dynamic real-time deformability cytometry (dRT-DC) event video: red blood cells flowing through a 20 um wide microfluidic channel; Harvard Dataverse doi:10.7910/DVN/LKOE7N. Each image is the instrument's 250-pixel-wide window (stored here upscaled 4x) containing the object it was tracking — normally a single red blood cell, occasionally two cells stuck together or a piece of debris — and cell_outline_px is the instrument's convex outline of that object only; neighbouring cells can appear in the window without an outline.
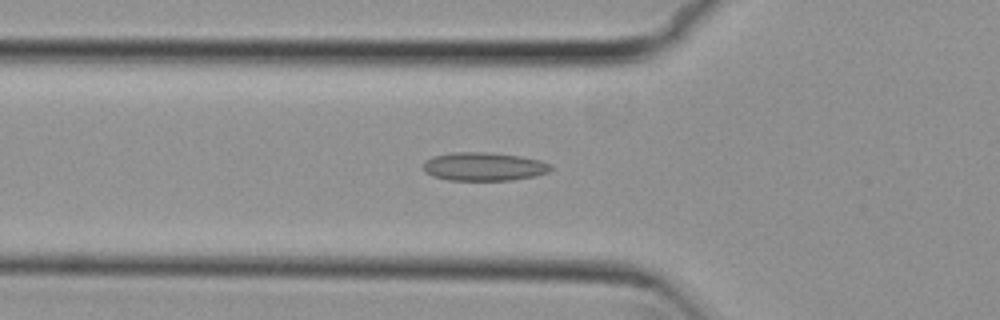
{"species": "common noctule bat (a hibernating species)", "species_latin": "Nyctalus noctula", "temperature_condition": "cold", "stored_images_in_passage": 37, "camera_frame_rate_fps": 3000, "um_per_image_px": 0.085, "animal": {"sex": "female", "body_mass_g": 29.2, "forearm_length_mm": 56.3}, "frame": {"image": 1, "passage_image": 2, "time_ms": 0.333, "image_size_px": [1000, 320], "cell_outline_px": [[552, 168], [548, 172], [536, 176], [512, 180], [448, 180], [432, 176], [424, 172], [424, 164], [432, 156], [452, 152], [488, 152], [520, 156], [540, 160], [552, 164]], "centroid_in_image_um": [41.15, 14.16], "position_along_channel_um": 84.7, "area_um2": 21.21}}
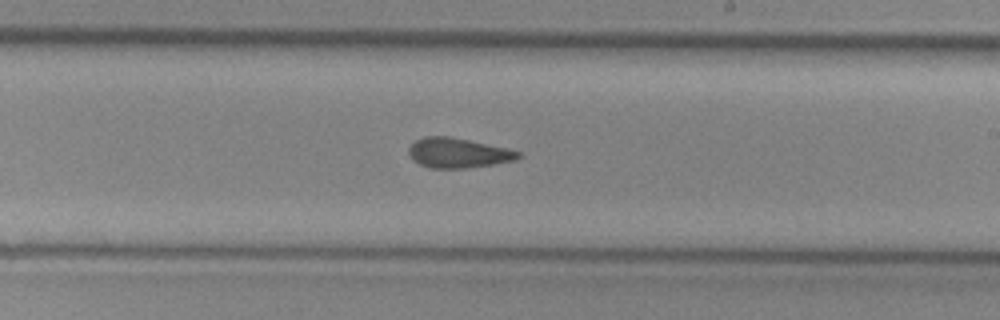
{"frame": {"image": 2, "passage_image": 15, "time_ms": 4.667, "image_size_px": [1000, 320], "cell_outline_px": [[524, 156], [516, 160], [468, 168], [428, 168], [412, 160], [408, 152], [408, 148], [416, 140], [424, 136], [448, 136], [508, 148], [520, 152]], "centroid_in_image_um": [38.94, 13.0], "position_along_channel_um": 250.1, "area_um2": 19.13}}
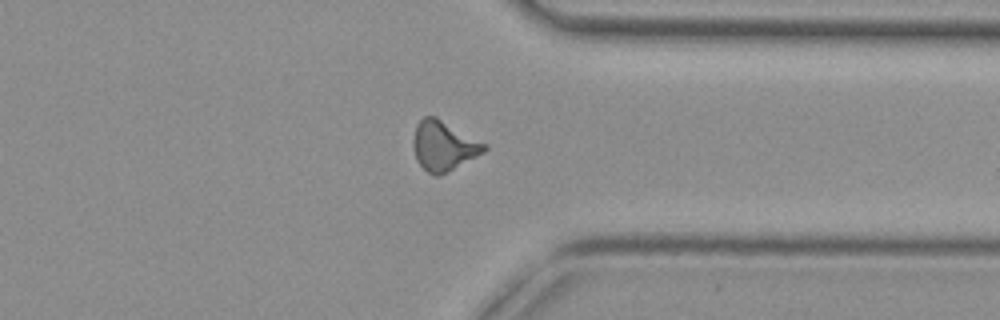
{"frame": {"image": 3, "passage_image": 25, "time_ms": 8.0, "image_size_px": [1000, 320], "cell_outline_px": [[488, 148], [484, 152], [440, 176], [436, 176], [428, 172], [416, 160], [412, 144], [412, 140], [416, 124], [424, 116], [436, 116], [488, 144]], "centroid_in_image_um": [37.71, 12.38], "position_along_channel_um": 373.7, "area_um2": 20.75}}